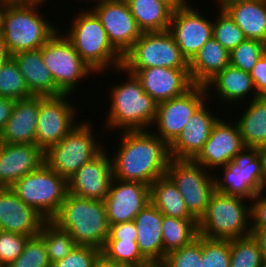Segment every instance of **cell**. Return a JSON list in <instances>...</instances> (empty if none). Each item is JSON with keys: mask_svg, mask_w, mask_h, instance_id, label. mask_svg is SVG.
Segmentation results:
<instances>
[{"mask_svg": "<svg viewBox=\"0 0 266 267\" xmlns=\"http://www.w3.org/2000/svg\"><path fill=\"white\" fill-rule=\"evenodd\" d=\"M112 153L113 175L123 181L151 184L166 175L169 146L151 130L118 132ZM117 150V151H116Z\"/></svg>", "mask_w": 266, "mask_h": 267, "instance_id": "obj_1", "label": "cell"}, {"mask_svg": "<svg viewBox=\"0 0 266 267\" xmlns=\"http://www.w3.org/2000/svg\"><path fill=\"white\" fill-rule=\"evenodd\" d=\"M113 71L116 75L124 73L126 77L123 78L124 81L121 80L120 83L116 81L110 89H107V92L110 91L108 92L110 101L106 105V107L109 105L108 113L105 112L107 116L103 115L106 120L104 118L105 126L102 129L107 134L150 130L156 116L157 102L142 89L140 81L134 74L125 71L122 67Z\"/></svg>", "mask_w": 266, "mask_h": 267, "instance_id": "obj_2", "label": "cell"}, {"mask_svg": "<svg viewBox=\"0 0 266 267\" xmlns=\"http://www.w3.org/2000/svg\"><path fill=\"white\" fill-rule=\"evenodd\" d=\"M75 12L68 31L59 30L71 42L79 56L97 73L103 75L122 66L123 56L109 42L107 33L91 9ZM66 32V33H65ZM110 70V71H109Z\"/></svg>", "mask_w": 266, "mask_h": 267, "instance_id": "obj_3", "label": "cell"}, {"mask_svg": "<svg viewBox=\"0 0 266 267\" xmlns=\"http://www.w3.org/2000/svg\"><path fill=\"white\" fill-rule=\"evenodd\" d=\"M45 2L5 4L0 11V30L11 56L41 48L58 30V25L40 11ZM40 8V10H39ZM49 20V21H48Z\"/></svg>", "mask_w": 266, "mask_h": 267, "instance_id": "obj_4", "label": "cell"}, {"mask_svg": "<svg viewBox=\"0 0 266 267\" xmlns=\"http://www.w3.org/2000/svg\"><path fill=\"white\" fill-rule=\"evenodd\" d=\"M52 220L68 230L77 245L101 250L109 236L110 226L104 201L82 198L68 192Z\"/></svg>", "mask_w": 266, "mask_h": 267, "instance_id": "obj_5", "label": "cell"}, {"mask_svg": "<svg viewBox=\"0 0 266 267\" xmlns=\"http://www.w3.org/2000/svg\"><path fill=\"white\" fill-rule=\"evenodd\" d=\"M92 123L88 121V117L87 120L84 117L62 141L50 145L44 151V163L67 181L107 146L102 142L103 138L95 134Z\"/></svg>", "mask_w": 266, "mask_h": 267, "instance_id": "obj_6", "label": "cell"}, {"mask_svg": "<svg viewBox=\"0 0 266 267\" xmlns=\"http://www.w3.org/2000/svg\"><path fill=\"white\" fill-rule=\"evenodd\" d=\"M198 223V233L207 239L231 240L251 233L250 201L214 192Z\"/></svg>", "mask_w": 266, "mask_h": 267, "instance_id": "obj_7", "label": "cell"}, {"mask_svg": "<svg viewBox=\"0 0 266 267\" xmlns=\"http://www.w3.org/2000/svg\"><path fill=\"white\" fill-rule=\"evenodd\" d=\"M265 165L260 148L244 147L230 162L213 173L215 191L250 201L261 192Z\"/></svg>", "mask_w": 266, "mask_h": 267, "instance_id": "obj_8", "label": "cell"}, {"mask_svg": "<svg viewBox=\"0 0 266 267\" xmlns=\"http://www.w3.org/2000/svg\"><path fill=\"white\" fill-rule=\"evenodd\" d=\"M11 189L46 220L60 210L68 193V181L43 163L37 170L20 178Z\"/></svg>", "mask_w": 266, "mask_h": 267, "instance_id": "obj_9", "label": "cell"}, {"mask_svg": "<svg viewBox=\"0 0 266 267\" xmlns=\"http://www.w3.org/2000/svg\"><path fill=\"white\" fill-rule=\"evenodd\" d=\"M41 53L56 86L64 94L75 96L83 79L89 80L90 76L98 77L60 30L41 47Z\"/></svg>", "mask_w": 266, "mask_h": 267, "instance_id": "obj_10", "label": "cell"}, {"mask_svg": "<svg viewBox=\"0 0 266 267\" xmlns=\"http://www.w3.org/2000/svg\"><path fill=\"white\" fill-rule=\"evenodd\" d=\"M124 70L150 67L189 69V62L182 55L172 34L167 31L143 32L140 38L123 55Z\"/></svg>", "mask_w": 266, "mask_h": 267, "instance_id": "obj_11", "label": "cell"}, {"mask_svg": "<svg viewBox=\"0 0 266 267\" xmlns=\"http://www.w3.org/2000/svg\"><path fill=\"white\" fill-rule=\"evenodd\" d=\"M166 174L177 185L189 213L199 221L215 192L213 173L193 160L170 159Z\"/></svg>", "mask_w": 266, "mask_h": 267, "instance_id": "obj_12", "label": "cell"}, {"mask_svg": "<svg viewBox=\"0 0 266 267\" xmlns=\"http://www.w3.org/2000/svg\"><path fill=\"white\" fill-rule=\"evenodd\" d=\"M71 96L74 97L71 94L40 96L36 145L43 151L50 145L62 141L81 122L82 119L78 118V116L83 117V115H79L78 113L80 111L78 108L81 107L74 104L75 100Z\"/></svg>", "mask_w": 266, "mask_h": 267, "instance_id": "obj_13", "label": "cell"}, {"mask_svg": "<svg viewBox=\"0 0 266 267\" xmlns=\"http://www.w3.org/2000/svg\"><path fill=\"white\" fill-rule=\"evenodd\" d=\"M207 99L205 86L193 85L184 94L158 103L150 130L169 146Z\"/></svg>", "mask_w": 266, "mask_h": 267, "instance_id": "obj_14", "label": "cell"}, {"mask_svg": "<svg viewBox=\"0 0 266 267\" xmlns=\"http://www.w3.org/2000/svg\"><path fill=\"white\" fill-rule=\"evenodd\" d=\"M198 8L193 5L173 10L168 29L188 62L213 37V15L206 18L207 14L202 13L204 9Z\"/></svg>", "mask_w": 266, "mask_h": 267, "instance_id": "obj_15", "label": "cell"}, {"mask_svg": "<svg viewBox=\"0 0 266 267\" xmlns=\"http://www.w3.org/2000/svg\"><path fill=\"white\" fill-rule=\"evenodd\" d=\"M223 118L225 117L222 116L213 126L202 151L193 160L212 173L225 166L244 148L236 122Z\"/></svg>", "mask_w": 266, "mask_h": 267, "instance_id": "obj_16", "label": "cell"}, {"mask_svg": "<svg viewBox=\"0 0 266 267\" xmlns=\"http://www.w3.org/2000/svg\"><path fill=\"white\" fill-rule=\"evenodd\" d=\"M211 105L207 99L192 115L183 131L169 145L171 159L194 160L202 151L213 126L223 116V114L219 116L220 113H216L217 109Z\"/></svg>", "mask_w": 266, "mask_h": 267, "instance_id": "obj_17", "label": "cell"}, {"mask_svg": "<svg viewBox=\"0 0 266 267\" xmlns=\"http://www.w3.org/2000/svg\"><path fill=\"white\" fill-rule=\"evenodd\" d=\"M92 10L99 17L109 42L122 56L140 38L142 31L126 0H108Z\"/></svg>", "mask_w": 266, "mask_h": 267, "instance_id": "obj_18", "label": "cell"}, {"mask_svg": "<svg viewBox=\"0 0 266 267\" xmlns=\"http://www.w3.org/2000/svg\"><path fill=\"white\" fill-rule=\"evenodd\" d=\"M109 226L130 222L150 202V186L113 178L104 200Z\"/></svg>", "mask_w": 266, "mask_h": 267, "instance_id": "obj_19", "label": "cell"}, {"mask_svg": "<svg viewBox=\"0 0 266 267\" xmlns=\"http://www.w3.org/2000/svg\"><path fill=\"white\" fill-rule=\"evenodd\" d=\"M113 178L112 157L106 147L68 180V192L82 198L104 201Z\"/></svg>", "mask_w": 266, "mask_h": 267, "instance_id": "obj_20", "label": "cell"}, {"mask_svg": "<svg viewBox=\"0 0 266 267\" xmlns=\"http://www.w3.org/2000/svg\"><path fill=\"white\" fill-rule=\"evenodd\" d=\"M125 71L135 75L140 81L142 89L157 104L178 97L193 86L189 69L150 67Z\"/></svg>", "mask_w": 266, "mask_h": 267, "instance_id": "obj_21", "label": "cell"}, {"mask_svg": "<svg viewBox=\"0 0 266 267\" xmlns=\"http://www.w3.org/2000/svg\"><path fill=\"white\" fill-rule=\"evenodd\" d=\"M45 218L11 189H0V230L29 237L39 235Z\"/></svg>", "mask_w": 266, "mask_h": 267, "instance_id": "obj_22", "label": "cell"}, {"mask_svg": "<svg viewBox=\"0 0 266 267\" xmlns=\"http://www.w3.org/2000/svg\"><path fill=\"white\" fill-rule=\"evenodd\" d=\"M205 88L211 103L220 99L222 104L226 103L225 105H228L227 109H229V105L237 107V104L240 105L244 101L247 102V98L248 102L258 98L250 73L230 64L210 80L205 85Z\"/></svg>", "mask_w": 266, "mask_h": 267, "instance_id": "obj_23", "label": "cell"}, {"mask_svg": "<svg viewBox=\"0 0 266 267\" xmlns=\"http://www.w3.org/2000/svg\"><path fill=\"white\" fill-rule=\"evenodd\" d=\"M44 163V151L36 144L0 143V182L11 187Z\"/></svg>", "mask_w": 266, "mask_h": 267, "instance_id": "obj_24", "label": "cell"}, {"mask_svg": "<svg viewBox=\"0 0 266 267\" xmlns=\"http://www.w3.org/2000/svg\"><path fill=\"white\" fill-rule=\"evenodd\" d=\"M40 96L16 100L11 116L0 133V143L36 144Z\"/></svg>", "mask_w": 266, "mask_h": 267, "instance_id": "obj_25", "label": "cell"}, {"mask_svg": "<svg viewBox=\"0 0 266 267\" xmlns=\"http://www.w3.org/2000/svg\"><path fill=\"white\" fill-rule=\"evenodd\" d=\"M163 214L149 202L135 217L137 244L141 254L150 263L164 261V246L162 238Z\"/></svg>", "mask_w": 266, "mask_h": 267, "instance_id": "obj_26", "label": "cell"}, {"mask_svg": "<svg viewBox=\"0 0 266 267\" xmlns=\"http://www.w3.org/2000/svg\"><path fill=\"white\" fill-rule=\"evenodd\" d=\"M18 64L26 85L33 96H58L64 94L44 64L41 48L16 53L12 56Z\"/></svg>", "mask_w": 266, "mask_h": 267, "instance_id": "obj_27", "label": "cell"}, {"mask_svg": "<svg viewBox=\"0 0 266 267\" xmlns=\"http://www.w3.org/2000/svg\"><path fill=\"white\" fill-rule=\"evenodd\" d=\"M230 64V53L215 39H209L189 62L193 85L205 86Z\"/></svg>", "mask_w": 266, "mask_h": 267, "instance_id": "obj_28", "label": "cell"}, {"mask_svg": "<svg viewBox=\"0 0 266 267\" xmlns=\"http://www.w3.org/2000/svg\"><path fill=\"white\" fill-rule=\"evenodd\" d=\"M243 31L246 39L266 44V0H244L223 9Z\"/></svg>", "mask_w": 266, "mask_h": 267, "instance_id": "obj_29", "label": "cell"}, {"mask_svg": "<svg viewBox=\"0 0 266 267\" xmlns=\"http://www.w3.org/2000/svg\"><path fill=\"white\" fill-rule=\"evenodd\" d=\"M240 105L237 109L245 106L241 109L243 113L238 109L237 113L241 116L232 119L238 125L243 145L262 149L266 145V98L252 99Z\"/></svg>", "mask_w": 266, "mask_h": 267, "instance_id": "obj_30", "label": "cell"}, {"mask_svg": "<svg viewBox=\"0 0 266 267\" xmlns=\"http://www.w3.org/2000/svg\"><path fill=\"white\" fill-rule=\"evenodd\" d=\"M137 26L143 32L169 29L173 9L162 0H126Z\"/></svg>", "mask_w": 266, "mask_h": 267, "instance_id": "obj_31", "label": "cell"}, {"mask_svg": "<svg viewBox=\"0 0 266 267\" xmlns=\"http://www.w3.org/2000/svg\"><path fill=\"white\" fill-rule=\"evenodd\" d=\"M150 202L166 216L180 219H195L188 211L177 185L166 174L150 186Z\"/></svg>", "mask_w": 266, "mask_h": 267, "instance_id": "obj_32", "label": "cell"}, {"mask_svg": "<svg viewBox=\"0 0 266 267\" xmlns=\"http://www.w3.org/2000/svg\"><path fill=\"white\" fill-rule=\"evenodd\" d=\"M196 219H180L163 216L162 238L164 259L167 254L190 244L199 235Z\"/></svg>", "mask_w": 266, "mask_h": 267, "instance_id": "obj_33", "label": "cell"}, {"mask_svg": "<svg viewBox=\"0 0 266 267\" xmlns=\"http://www.w3.org/2000/svg\"><path fill=\"white\" fill-rule=\"evenodd\" d=\"M39 236L44 240L51 264L65 258L77 246L70 232L61 228L52 219L45 220Z\"/></svg>", "mask_w": 266, "mask_h": 267, "instance_id": "obj_34", "label": "cell"}, {"mask_svg": "<svg viewBox=\"0 0 266 267\" xmlns=\"http://www.w3.org/2000/svg\"><path fill=\"white\" fill-rule=\"evenodd\" d=\"M101 254L108 260L128 267L151 264L140 252L136 240H106Z\"/></svg>", "mask_w": 266, "mask_h": 267, "instance_id": "obj_35", "label": "cell"}, {"mask_svg": "<svg viewBox=\"0 0 266 267\" xmlns=\"http://www.w3.org/2000/svg\"><path fill=\"white\" fill-rule=\"evenodd\" d=\"M0 96L15 101L33 97L13 57L0 64Z\"/></svg>", "mask_w": 266, "mask_h": 267, "instance_id": "obj_36", "label": "cell"}, {"mask_svg": "<svg viewBox=\"0 0 266 267\" xmlns=\"http://www.w3.org/2000/svg\"><path fill=\"white\" fill-rule=\"evenodd\" d=\"M264 258L251 235L230 240L229 267H262Z\"/></svg>", "mask_w": 266, "mask_h": 267, "instance_id": "obj_37", "label": "cell"}, {"mask_svg": "<svg viewBox=\"0 0 266 267\" xmlns=\"http://www.w3.org/2000/svg\"><path fill=\"white\" fill-rule=\"evenodd\" d=\"M213 17V38H215L229 53L239 46L246 37L231 17L222 9Z\"/></svg>", "mask_w": 266, "mask_h": 267, "instance_id": "obj_38", "label": "cell"}, {"mask_svg": "<svg viewBox=\"0 0 266 267\" xmlns=\"http://www.w3.org/2000/svg\"><path fill=\"white\" fill-rule=\"evenodd\" d=\"M265 45L263 42L255 39H245L230 52V65L250 73L264 54Z\"/></svg>", "mask_w": 266, "mask_h": 267, "instance_id": "obj_39", "label": "cell"}, {"mask_svg": "<svg viewBox=\"0 0 266 267\" xmlns=\"http://www.w3.org/2000/svg\"><path fill=\"white\" fill-rule=\"evenodd\" d=\"M164 267H202V236L165 256Z\"/></svg>", "mask_w": 266, "mask_h": 267, "instance_id": "obj_40", "label": "cell"}, {"mask_svg": "<svg viewBox=\"0 0 266 267\" xmlns=\"http://www.w3.org/2000/svg\"><path fill=\"white\" fill-rule=\"evenodd\" d=\"M7 267H51L44 240L39 235L29 237L23 252Z\"/></svg>", "mask_w": 266, "mask_h": 267, "instance_id": "obj_41", "label": "cell"}, {"mask_svg": "<svg viewBox=\"0 0 266 267\" xmlns=\"http://www.w3.org/2000/svg\"><path fill=\"white\" fill-rule=\"evenodd\" d=\"M230 240L202 237V267H229Z\"/></svg>", "mask_w": 266, "mask_h": 267, "instance_id": "obj_42", "label": "cell"}, {"mask_svg": "<svg viewBox=\"0 0 266 267\" xmlns=\"http://www.w3.org/2000/svg\"><path fill=\"white\" fill-rule=\"evenodd\" d=\"M29 236L0 230V265L7 267L23 252Z\"/></svg>", "mask_w": 266, "mask_h": 267, "instance_id": "obj_43", "label": "cell"}, {"mask_svg": "<svg viewBox=\"0 0 266 267\" xmlns=\"http://www.w3.org/2000/svg\"><path fill=\"white\" fill-rule=\"evenodd\" d=\"M101 255L99 248L77 245L65 258L51 264V267H93Z\"/></svg>", "mask_w": 266, "mask_h": 267, "instance_id": "obj_44", "label": "cell"}, {"mask_svg": "<svg viewBox=\"0 0 266 267\" xmlns=\"http://www.w3.org/2000/svg\"><path fill=\"white\" fill-rule=\"evenodd\" d=\"M251 228H266V194L258 192L250 200Z\"/></svg>", "mask_w": 266, "mask_h": 267, "instance_id": "obj_45", "label": "cell"}, {"mask_svg": "<svg viewBox=\"0 0 266 267\" xmlns=\"http://www.w3.org/2000/svg\"><path fill=\"white\" fill-rule=\"evenodd\" d=\"M258 98H266V53L260 57L250 72Z\"/></svg>", "mask_w": 266, "mask_h": 267, "instance_id": "obj_46", "label": "cell"}, {"mask_svg": "<svg viewBox=\"0 0 266 267\" xmlns=\"http://www.w3.org/2000/svg\"><path fill=\"white\" fill-rule=\"evenodd\" d=\"M107 240H137L134 221L111 224Z\"/></svg>", "mask_w": 266, "mask_h": 267, "instance_id": "obj_47", "label": "cell"}, {"mask_svg": "<svg viewBox=\"0 0 266 267\" xmlns=\"http://www.w3.org/2000/svg\"><path fill=\"white\" fill-rule=\"evenodd\" d=\"M15 100L0 96V133L11 116Z\"/></svg>", "mask_w": 266, "mask_h": 267, "instance_id": "obj_48", "label": "cell"}, {"mask_svg": "<svg viewBox=\"0 0 266 267\" xmlns=\"http://www.w3.org/2000/svg\"><path fill=\"white\" fill-rule=\"evenodd\" d=\"M250 235L257 242L262 256L266 261V228H251Z\"/></svg>", "mask_w": 266, "mask_h": 267, "instance_id": "obj_49", "label": "cell"}, {"mask_svg": "<svg viewBox=\"0 0 266 267\" xmlns=\"http://www.w3.org/2000/svg\"><path fill=\"white\" fill-rule=\"evenodd\" d=\"M11 57L6 46L5 38L0 30V64L5 63Z\"/></svg>", "mask_w": 266, "mask_h": 267, "instance_id": "obj_50", "label": "cell"}, {"mask_svg": "<svg viewBox=\"0 0 266 267\" xmlns=\"http://www.w3.org/2000/svg\"><path fill=\"white\" fill-rule=\"evenodd\" d=\"M93 267H128L106 259L102 254L98 257Z\"/></svg>", "mask_w": 266, "mask_h": 267, "instance_id": "obj_51", "label": "cell"}, {"mask_svg": "<svg viewBox=\"0 0 266 267\" xmlns=\"http://www.w3.org/2000/svg\"><path fill=\"white\" fill-rule=\"evenodd\" d=\"M167 5H169L173 10H178L182 8H187L189 6H192L191 0H162Z\"/></svg>", "mask_w": 266, "mask_h": 267, "instance_id": "obj_52", "label": "cell"}, {"mask_svg": "<svg viewBox=\"0 0 266 267\" xmlns=\"http://www.w3.org/2000/svg\"><path fill=\"white\" fill-rule=\"evenodd\" d=\"M239 1H244V0H213V2L216 4H212V5H217V7H215L216 9H224L226 6L235 3V2H239Z\"/></svg>", "mask_w": 266, "mask_h": 267, "instance_id": "obj_53", "label": "cell"}, {"mask_svg": "<svg viewBox=\"0 0 266 267\" xmlns=\"http://www.w3.org/2000/svg\"><path fill=\"white\" fill-rule=\"evenodd\" d=\"M76 1V0H74ZM79 1V0H78ZM86 1V2H85ZM108 0H80V3L79 5L81 4V2H85L87 3L86 7L85 8H81V9H92L93 7L97 6V5H100V4H103L104 2H107ZM90 2V3H89ZM93 3V4H92ZM89 4V6H88ZM92 4V5H91ZM94 5V6H93ZM88 6V7H87Z\"/></svg>", "mask_w": 266, "mask_h": 267, "instance_id": "obj_54", "label": "cell"}, {"mask_svg": "<svg viewBox=\"0 0 266 267\" xmlns=\"http://www.w3.org/2000/svg\"><path fill=\"white\" fill-rule=\"evenodd\" d=\"M31 2V0H0V4H25Z\"/></svg>", "mask_w": 266, "mask_h": 267, "instance_id": "obj_55", "label": "cell"}, {"mask_svg": "<svg viewBox=\"0 0 266 267\" xmlns=\"http://www.w3.org/2000/svg\"><path fill=\"white\" fill-rule=\"evenodd\" d=\"M261 192L266 194V165H265L264 181L261 187Z\"/></svg>", "mask_w": 266, "mask_h": 267, "instance_id": "obj_56", "label": "cell"}, {"mask_svg": "<svg viewBox=\"0 0 266 267\" xmlns=\"http://www.w3.org/2000/svg\"><path fill=\"white\" fill-rule=\"evenodd\" d=\"M145 267H164L161 263H151L148 266Z\"/></svg>", "mask_w": 266, "mask_h": 267, "instance_id": "obj_57", "label": "cell"}, {"mask_svg": "<svg viewBox=\"0 0 266 267\" xmlns=\"http://www.w3.org/2000/svg\"><path fill=\"white\" fill-rule=\"evenodd\" d=\"M261 152L263 153L265 164H266V145L261 149Z\"/></svg>", "mask_w": 266, "mask_h": 267, "instance_id": "obj_58", "label": "cell"}, {"mask_svg": "<svg viewBox=\"0 0 266 267\" xmlns=\"http://www.w3.org/2000/svg\"><path fill=\"white\" fill-rule=\"evenodd\" d=\"M31 1L45 2V4H47L48 2H46V1H49V0H31Z\"/></svg>", "mask_w": 266, "mask_h": 267, "instance_id": "obj_59", "label": "cell"}, {"mask_svg": "<svg viewBox=\"0 0 266 267\" xmlns=\"http://www.w3.org/2000/svg\"><path fill=\"white\" fill-rule=\"evenodd\" d=\"M6 188L1 182H0V189Z\"/></svg>", "mask_w": 266, "mask_h": 267, "instance_id": "obj_60", "label": "cell"}, {"mask_svg": "<svg viewBox=\"0 0 266 267\" xmlns=\"http://www.w3.org/2000/svg\"><path fill=\"white\" fill-rule=\"evenodd\" d=\"M262 267H266V261H264V263H263V266Z\"/></svg>", "mask_w": 266, "mask_h": 267, "instance_id": "obj_61", "label": "cell"}]
</instances>
